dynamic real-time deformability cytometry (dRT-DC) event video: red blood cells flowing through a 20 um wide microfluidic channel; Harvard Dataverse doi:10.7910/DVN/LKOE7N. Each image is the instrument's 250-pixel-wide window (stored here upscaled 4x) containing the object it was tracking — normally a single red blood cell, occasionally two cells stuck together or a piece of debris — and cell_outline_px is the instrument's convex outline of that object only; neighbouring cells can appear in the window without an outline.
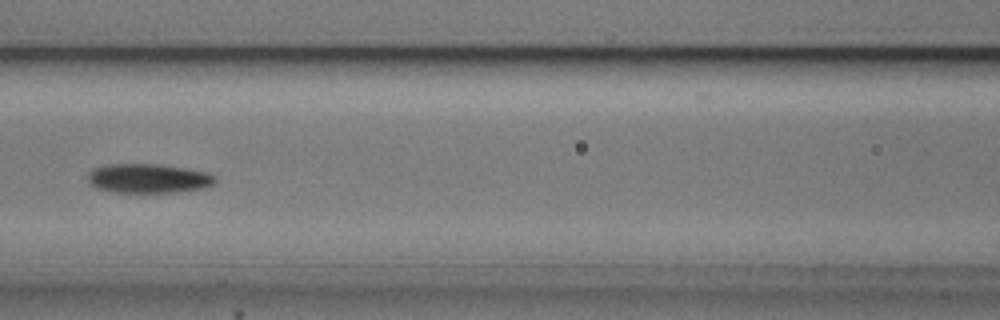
{"species": "common noctule bat (a hibernating species)", "species_latin": "Nyctalus noctula", "temperature_condition": "cold", "stored_images_in_passage": 6, "camera_frame_rate_fps": 3000, "um_per_image_px": 0.085, "animal": {"sex": "male", "body_mass_g": 20.5, "forearm_length_mm": 52.5}, "frame": {"image": 1, "passage_image": 6, "time_ms": 5.667, "image_size_px": [1000, 320], "cell_outline_px": [[216, 180], [212, 184], [200, 188], [176, 192], [116, 192], [96, 188], [88, 180], [88, 172], [92, 168], [104, 164], [160, 164], [208, 172], [216, 176]], "centroid_in_image_um": [12.58, 15.15], "position_along_channel_um": 154.0, "area_um2": 21.68}}